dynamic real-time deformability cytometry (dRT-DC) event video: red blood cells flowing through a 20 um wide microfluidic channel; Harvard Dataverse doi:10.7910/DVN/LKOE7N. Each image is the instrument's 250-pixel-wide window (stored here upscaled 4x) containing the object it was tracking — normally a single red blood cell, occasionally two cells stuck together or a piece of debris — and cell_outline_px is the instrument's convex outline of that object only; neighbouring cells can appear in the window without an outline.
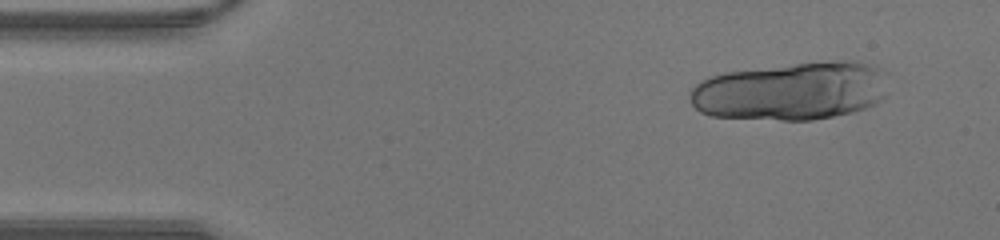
{"species": "human", "species_latin": "Homo sapiens", "temperature_condition": "warm", "stored_images_in_passage": 31, "camera_frame_rate_fps": 3000, "um_per_image_px": 0.085, "donor": {"sex": "male"}, "frame": {"image": 1, "passage_image": 4, "time_ms": 1.0, "image_size_px": [1000, 240], "cell_outline_px": [[884, 96], [880, 100], [864, 108], [832, 116], [812, 120], [780, 120], [712, 116], [700, 112], [692, 104], [688, 92], [700, 80], [724, 72], [796, 64], [844, 60], [856, 60], [868, 64], [876, 68]], "centroid_in_image_um": [67.11, 7.76], "position_along_channel_um": 17.9, "area_um2": 65.83}}
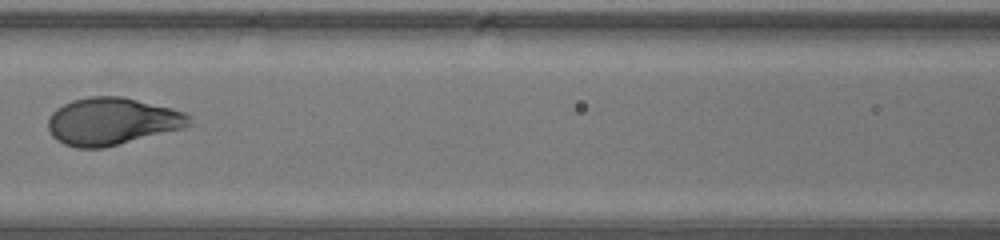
{"frame": {"image": 2, "passage_image": 19, "time_ms": 6.0, "image_size_px": [1000, 240], "cell_outline_px": [[192, 124], [184, 128], [104, 148], [76, 148], [64, 144], [56, 140], [52, 136], [48, 128], [48, 120], [52, 112], [56, 108], [72, 100], [88, 96], [120, 96], [172, 108], [184, 112], [192, 116]], "centroid_in_image_um": [9.53, 10.32], "position_along_channel_um": 157.1, "area_um2": 39.13}}
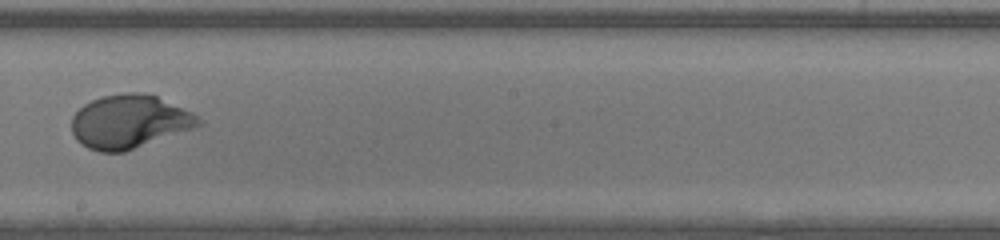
{"frame": {"image": 3, "passage_image": 24, "time_ms": 7.667, "image_size_px": [1000, 240], "cell_outline_px": [[204, 124], [124, 152], [100, 152], [88, 148], [80, 144], [76, 140], [72, 132], [72, 116], [84, 104], [100, 96], [124, 92], [144, 92], [156, 96], [192, 112], [200, 116]], "centroid_in_image_um": [10.98, 10.33], "position_along_channel_um": 237.2, "area_um2": 39.65}}